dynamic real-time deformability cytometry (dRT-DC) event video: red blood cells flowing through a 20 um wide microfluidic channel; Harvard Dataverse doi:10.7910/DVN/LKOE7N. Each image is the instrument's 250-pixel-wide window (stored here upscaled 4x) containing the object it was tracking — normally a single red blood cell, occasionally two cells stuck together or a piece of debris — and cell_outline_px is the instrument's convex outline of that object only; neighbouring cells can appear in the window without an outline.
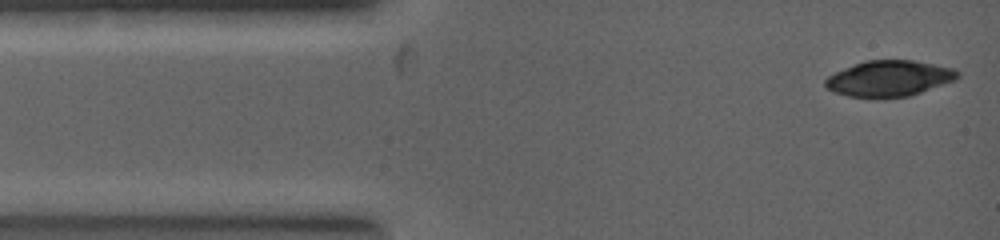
{"species": "common noctule bat (a hibernating species)", "species_latin": "Nyctalus noctula", "temperature_condition": "warm", "stored_images_in_passage": 8, "camera_frame_rate_fps": 5000, "um_per_image_px": 0.085, "animal": {"sex": "female", "body_mass_g": 19.0, "forearm_length_mm": 53.3}, "frame": {"image": 1, "passage_image": 1, "time_ms": 0.0, "image_size_px": [1000, 240], "cell_outline_px": [[960, 76], [956, 80], [908, 96], [848, 96], [836, 92], [828, 88], [824, 84], [824, 80], [828, 76], [844, 68], [868, 60], [912, 60], [952, 68], [960, 72]], "centroid_in_image_um": [75.6, 6.65], "position_along_channel_um": 9.4, "area_um2": 26.93}}
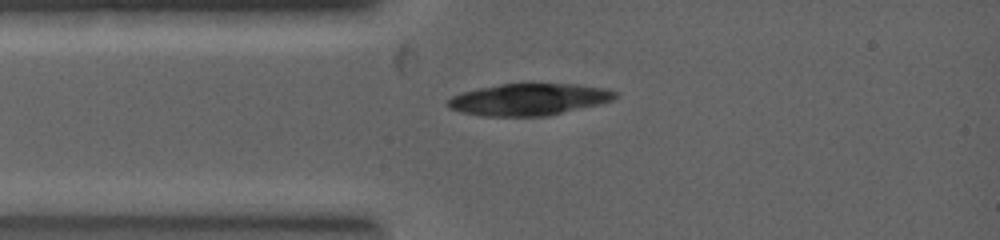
{"frame": {"image": 2, "passage_image": 8, "time_ms": 1.4, "image_size_px": [1000, 240], "cell_outline_px": [[616, 100], [600, 104], [548, 116], [480, 116], [460, 112], [448, 108], [448, 100], [452, 96], [464, 92], [480, 88], [500, 84], [576, 84], [600, 88], [616, 92]], "centroid_in_image_um": [44.95, 8.47], "position_along_channel_um": 40.1, "area_um2": 30.87}}